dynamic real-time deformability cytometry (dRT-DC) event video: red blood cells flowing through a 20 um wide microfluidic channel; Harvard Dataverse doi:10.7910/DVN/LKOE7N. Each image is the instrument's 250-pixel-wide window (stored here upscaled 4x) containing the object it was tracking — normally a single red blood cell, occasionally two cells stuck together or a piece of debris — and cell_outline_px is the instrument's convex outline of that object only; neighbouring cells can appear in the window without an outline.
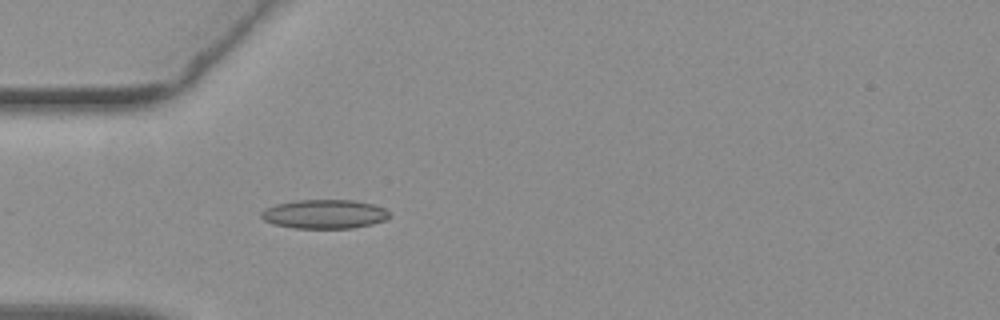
{"species": "common noctule bat (a hibernating species)", "species_latin": "Nyctalus noctula", "temperature_condition": "warm", "stored_images_in_passage": 42, "camera_frame_rate_fps": 3000, "um_per_image_px": 0.085, "animal": {"sex": "female", "body_mass_g": 19.3, "forearm_length_mm": 54.1}, "frame": {"image": 1, "passage_image": 4, "time_ms": 1.0, "image_size_px": [1000, 320], "cell_outline_px": [[388, 216], [384, 220], [372, 224], [352, 228], [292, 228], [272, 224], [264, 220], [260, 216], [260, 212], [264, 208], [276, 204], [296, 200], [352, 200], [372, 204], [384, 208], [388, 212]], "centroid_in_image_um": [27.51, 18.2], "position_along_channel_um": 57.5, "area_um2": 21.68}}
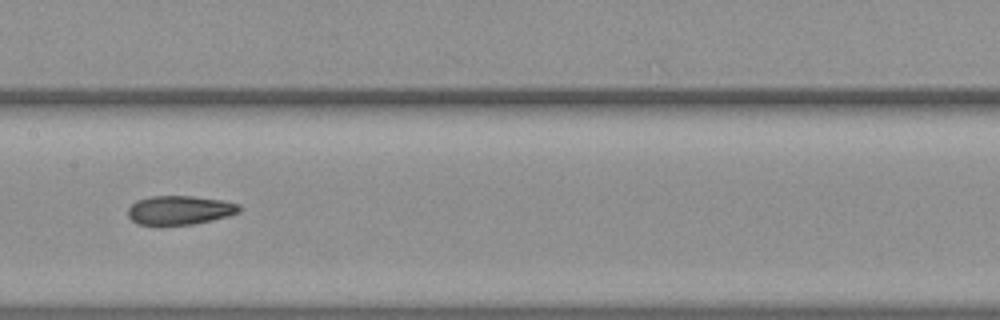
{"frame": {"image": 2, "passage_image": 15, "time_ms": 4.667, "image_size_px": [1000, 320], "cell_outline_px": [[240, 212], [228, 216], [212, 220], [192, 224], [160, 228], [156, 228], [136, 224], [128, 216], [128, 208], [136, 200], [152, 196], [192, 196], [224, 200], [240, 204]], "centroid_in_image_um": [15.23, 17.9], "position_along_channel_um": 192.2, "area_um2": 19.59}}
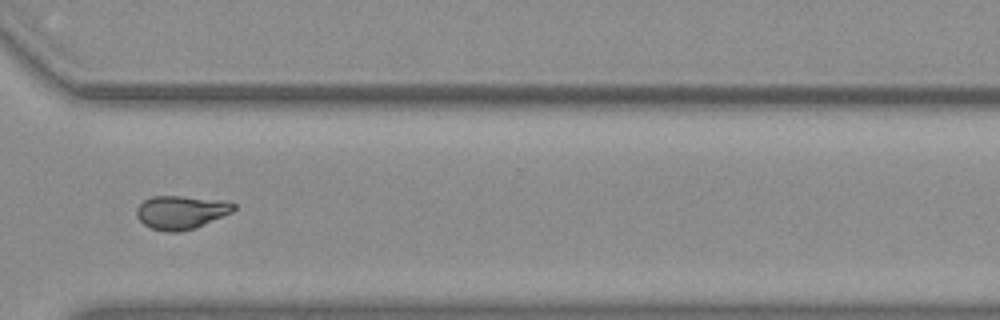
{"frame": {"image": 3, "passage_image": 28, "time_ms": 9.0, "image_size_px": [1000, 320], "cell_outline_px": [[236, 208], [232, 212], [196, 228], [176, 232], [168, 232], [152, 228], [144, 224], [136, 216], [136, 208], [144, 200], [152, 196], [184, 196], [228, 200], [236, 204]], "centroid_in_image_um": [15.43, 18.03], "position_along_channel_um": 355.2, "area_um2": 19.13}, "authors_computed_cell_mechanics": {"area_um2": 19.2185, "velocity_mm_per_s": 3.7679, "shape_relaxation_time_tau1_ms": null, "shape_relaxation_time_tau2_ms": 3.9281, "deformation_change_tau1": null, "deformation_change_tau2": 0.1008}}